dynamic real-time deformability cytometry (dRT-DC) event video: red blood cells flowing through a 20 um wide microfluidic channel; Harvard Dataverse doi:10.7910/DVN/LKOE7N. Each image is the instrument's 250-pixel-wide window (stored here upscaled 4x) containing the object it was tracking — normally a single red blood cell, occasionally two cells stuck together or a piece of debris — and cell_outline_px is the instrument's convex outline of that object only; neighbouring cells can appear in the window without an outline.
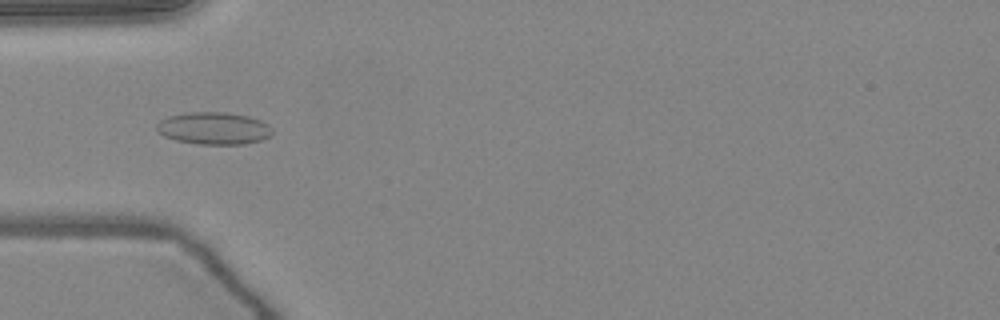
{"species": "common noctule bat (a hibernating species)", "species_latin": "Nyctalus noctula", "temperature_condition": "warm", "stored_images_in_passage": 47, "camera_frame_rate_fps": 3000, "um_per_image_px": 0.085, "animal": {"sex": "female", "body_mass_g": 24.6, "forearm_length_mm": 56.2}, "frame": {"image": 1, "passage_image": 13, "time_ms": 4.0, "image_size_px": [1000, 320], "cell_outline_px": [[272, 132], [268, 136], [260, 140], [244, 144], [196, 144], [176, 140], [164, 136], [156, 132], [156, 124], [160, 120], [168, 116], [188, 112], [224, 112], [248, 116], [260, 120], [268, 124], [272, 128]], "centroid_in_image_um": [18.13, 10.9], "position_along_channel_um": 66.9, "area_um2": 21.79}}
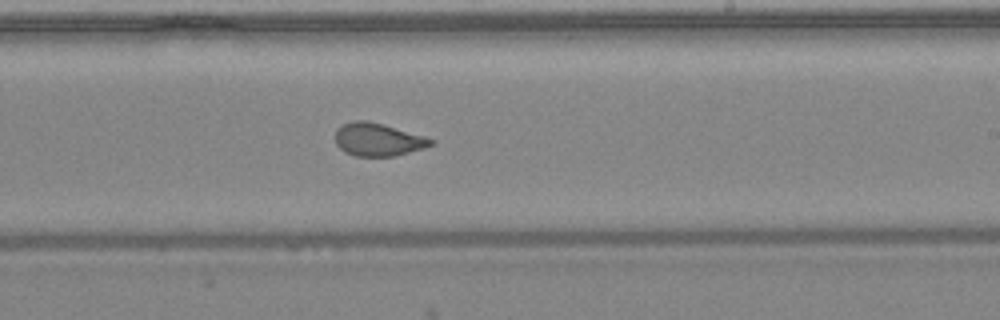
{"frame": {"image": 2, "passage_image": 27, "time_ms": 8.667, "image_size_px": [1000, 320], "cell_outline_px": [[436, 140], [432, 144], [424, 148], [392, 156], [356, 156], [344, 152], [336, 144], [336, 128], [344, 124], [356, 120], [368, 120], [384, 124], [424, 136]], "centroid_in_image_um": [32.12, 11.85], "position_along_channel_um": 256.9, "area_um2": 18.26}}
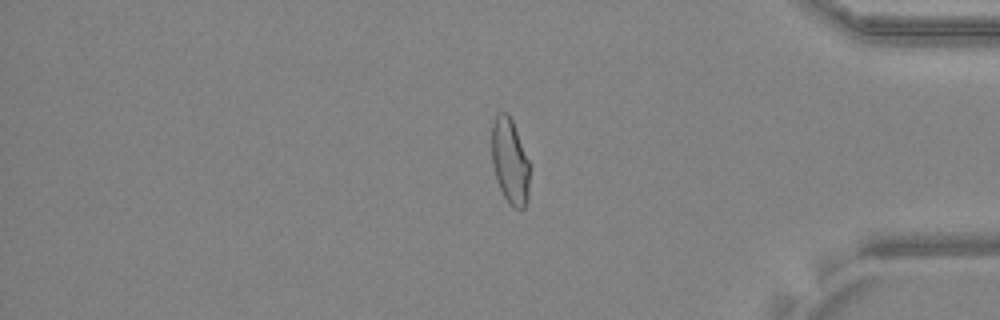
{"frame": {"image": 3, "passage_image": 39, "time_ms": 12.667, "image_size_px": [1000, 320], "cell_outline_px": [[532, 164], [528, 200], [524, 208], [516, 208], [508, 204], [496, 180], [492, 164], [492, 124], [496, 116], [500, 112], [508, 112], [512, 120]], "centroid_in_image_um": [43.39, 13.73], "position_along_channel_um": 391.8, "area_um2": 19.59}, "authors_computed_cell_mechanics": {"area_um2": 19.652, "velocity_mm_per_s": 4.0529, "shape_relaxation_time_tau1_ms": null, "shape_relaxation_time_tau2_ms": 0.9729, "deformation_change_tau1": null, "deformation_change_tau2": 0.0503}}